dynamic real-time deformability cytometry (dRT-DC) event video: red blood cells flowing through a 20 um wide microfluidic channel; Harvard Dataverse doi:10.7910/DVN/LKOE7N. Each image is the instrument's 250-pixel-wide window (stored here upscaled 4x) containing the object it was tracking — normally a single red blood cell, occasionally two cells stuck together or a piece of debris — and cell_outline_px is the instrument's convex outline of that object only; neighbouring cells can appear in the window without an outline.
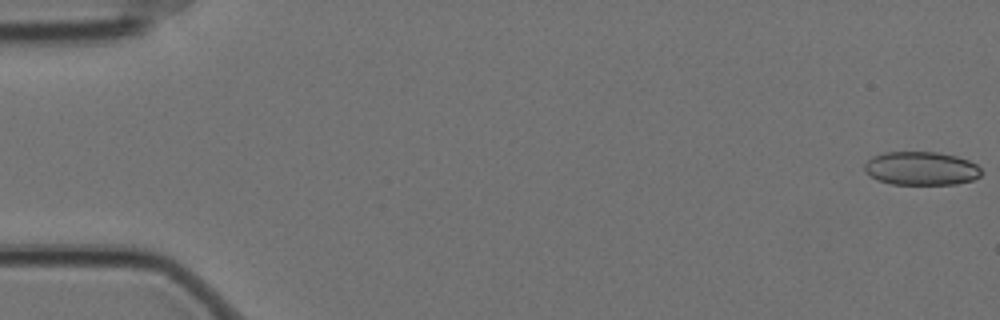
{"species": "Egyptian fruit bat (a non-hibernating species)", "species_latin": "Rousettus aegyptiacus", "temperature_condition": "cold", "stored_images_in_passage": 44, "camera_frame_rate_fps": 3000, "um_per_image_px": 0.085, "animal": {"sex": "female"}, "frame": {"image": 1, "passage_image": 1, "time_ms": 0.0, "image_size_px": [1000, 320], "cell_outline_px": [[984, 172], [980, 176], [972, 180], [956, 184], [892, 184], [876, 180], [864, 172], [864, 164], [872, 156], [884, 152], [936, 152], [956, 156], [968, 160], [976, 164]], "centroid_in_image_um": [78.28, 14.32], "position_along_channel_um": 6.7, "area_um2": 23.0}}
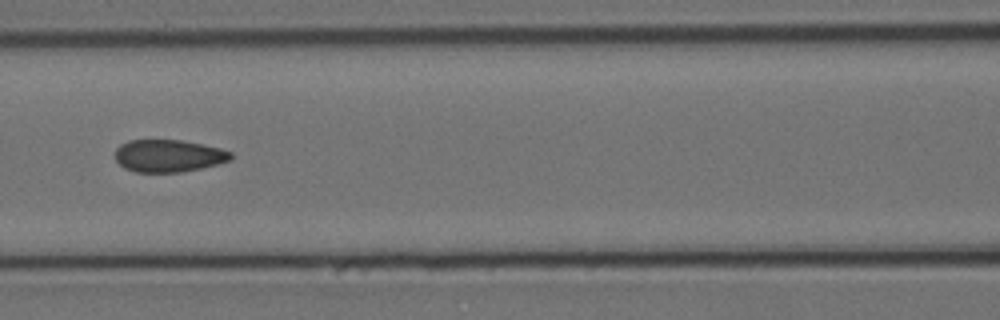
{"frame": {"image": 2, "passage_image": 26, "time_ms": 8.333, "image_size_px": [1000, 320], "cell_outline_px": [[232, 160], [200, 168], [180, 172], [136, 172], [124, 168], [116, 160], [116, 148], [120, 144], [128, 140], [180, 140], [204, 144], [220, 148], [232, 152]], "centroid_in_image_um": [14.33, 13.24], "position_along_channel_um": 152.3, "area_um2": 21.85}}
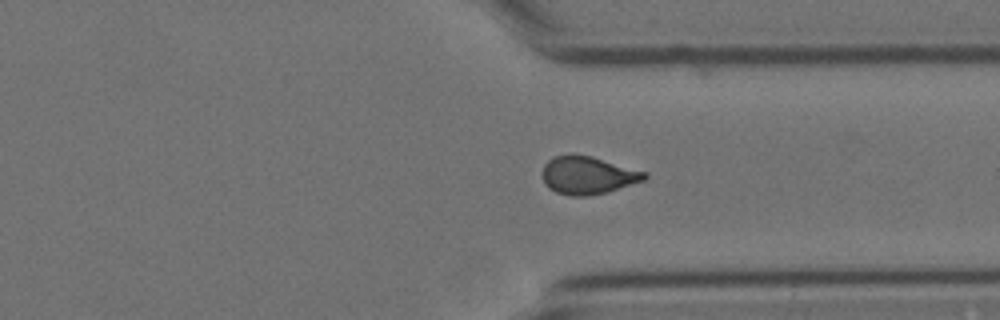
{"frame": {"image": 3, "passage_image": 44, "time_ms": 14.333, "image_size_px": [1000, 320], "cell_outline_px": [[648, 176], [644, 180], [608, 192], [588, 196], [572, 196], [556, 192], [548, 188], [544, 184], [540, 172], [544, 164], [552, 156], [592, 156], [648, 172]], "centroid_in_image_um": [49.95, 14.91], "position_along_channel_um": 361.5, "area_um2": 22.6}}